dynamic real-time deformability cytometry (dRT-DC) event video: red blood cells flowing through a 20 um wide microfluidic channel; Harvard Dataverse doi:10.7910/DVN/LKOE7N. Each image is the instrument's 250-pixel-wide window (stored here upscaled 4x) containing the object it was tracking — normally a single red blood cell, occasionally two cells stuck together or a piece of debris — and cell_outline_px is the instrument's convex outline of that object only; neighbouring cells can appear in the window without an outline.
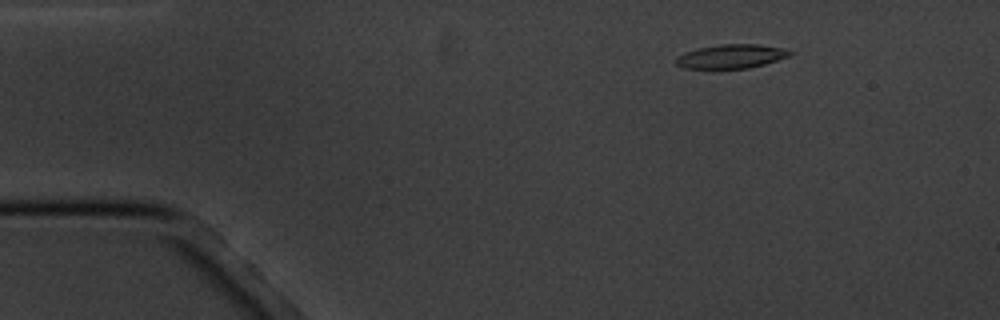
{"species": "common noctule bat (a hibernating species)", "species_latin": "Nyctalus noctula", "temperature_condition": "cold", "stored_images_in_passage": 5, "camera_frame_rate_fps": 3000, "um_per_image_px": 0.085, "animal": {"sex": "male", "body_mass_g": 20.1, "forearm_length_mm": 53.5}, "frame": {"image": 1, "passage_image": 3, "time_ms": 2.333, "image_size_px": [1000, 320], "cell_outline_px": [[792, 56], [764, 64], [748, 68], [684, 68], [676, 64], [676, 60], [684, 52], [696, 48], [720, 44], [756, 44], [788, 48], [792, 52]], "centroid_in_image_um": [62.22, 4.77], "position_along_channel_um": 22.8, "area_um2": 15.95}}